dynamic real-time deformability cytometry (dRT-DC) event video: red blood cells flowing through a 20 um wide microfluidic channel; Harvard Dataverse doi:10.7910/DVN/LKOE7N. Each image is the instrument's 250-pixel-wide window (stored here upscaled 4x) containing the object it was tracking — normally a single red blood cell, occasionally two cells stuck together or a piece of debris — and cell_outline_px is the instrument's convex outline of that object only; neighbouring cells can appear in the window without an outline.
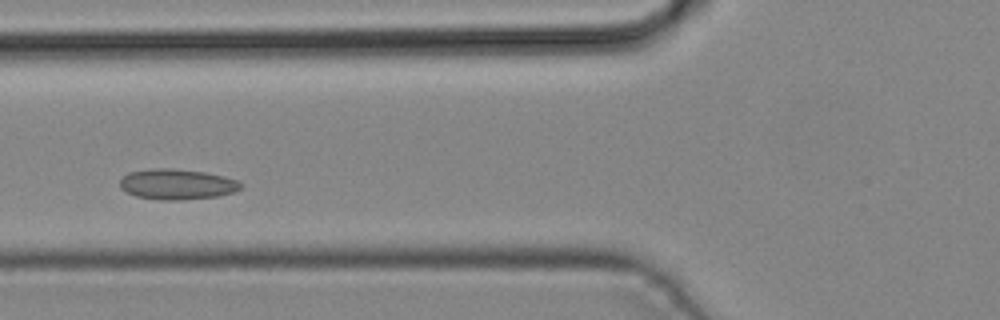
{"species": "common noctule bat (a hibernating species)", "species_latin": "Nyctalus noctula", "temperature_condition": "cold", "stored_images_in_passage": 2, "camera_frame_rate_fps": 3000, "um_per_image_px": 0.085, "animal": {"sex": "male", "body_mass_g": 19.2, "forearm_length_mm": 51.8}, "frame": {"image": 1, "passage_image": 2, "time_ms": 0.333, "image_size_px": [1000, 320], "cell_outline_px": [[244, 184], [240, 188], [232, 192], [216, 196], [180, 200], [160, 200], [136, 196], [124, 192], [120, 188], [120, 180], [128, 172], [156, 168], [172, 168], [204, 172], [224, 176], [236, 180]], "centroid_in_image_um": [15.01, 15.66], "position_along_channel_um": 110.8, "area_um2": 21.44}}